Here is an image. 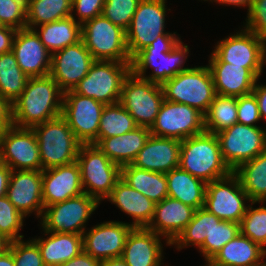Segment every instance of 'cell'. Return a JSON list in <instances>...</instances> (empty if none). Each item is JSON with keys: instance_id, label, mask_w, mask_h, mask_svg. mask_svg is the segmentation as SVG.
Returning a JSON list of instances; mask_svg holds the SVG:
<instances>
[{"instance_id": "obj_5", "label": "cell", "mask_w": 266, "mask_h": 266, "mask_svg": "<svg viewBox=\"0 0 266 266\" xmlns=\"http://www.w3.org/2000/svg\"><path fill=\"white\" fill-rule=\"evenodd\" d=\"M32 129L39 144L42 170L76 161L81 143L62 116L37 124Z\"/></svg>"}, {"instance_id": "obj_10", "label": "cell", "mask_w": 266, "mask_h": 266, "mask_svg": "<svg viewBox=\"0 0 266 266\" xmlns=\"http://www.w3.org/2000/svg\"><path fill=\"white\" fill-rule=\"evenodd\" d=\"M100 202L86 193L44 208L40 219L42 231L82 235Z\"/></svg>"}, {"instance_id": "obj_23", "label": "cell", "mask_w": 266, "mask_h": 266, "mask_svg": "<svg viewBox=\"0 0 266 266\" xmlns=\"http://www.w3.org/2000/svg\"><path fill=\"white\" fill-rule=\"evenodd\" d=\"M194 212V208L181 201L166 197L156 203L153 218L146 228L162 236L166 246H171L190 223Z\"/></svg>"}, {"instance_id": "obj_26", "label": "cell", "mask_w": 266, "mask_h": 266, "mask_svg": "<svg viewBox=\"0 0 266 266\" xmlns=\"http://www.w3.org/2000/svg\"><path fill=\"white\" fill-rule=\"evenodd\" d=\"M106 199L128 217H132L130 224L134 228L147 227L153 218L156 203L133 189L121 178Z\"/></svg>"}, {"instance_id": "obj_37", "label": "cell", "mask_w": 266, "mask_h": 266, "mask_svg": "<svg viewBox=\"0 0 266 266\" xmlns=\"http://www.w3.org/2000/svg\"><path fill=\"white\" fill-rule=\"evenodd\" d=\"M237 123V97L216 94L204 114L205 131L218 134Z\"/></svg>"}, {"instance_id": "obj_55", "label": "cell", "mask_w": 266, "mask_h": 266, "mask_svg": "<svg viewBox=\"0 0 266 266\" xmlns=\"http://www.w3.org/2000/svg\"><path fill=\"white\" fill-rule=\"evenodd\" d=\"M0 266H15L14 258L10 250L0 255Z\"/></svg>"}, {"instance_id": "obj_14", "label": "cell", "mask_w": 266, "mask_h": 266, "mask_svg": "<svg viewBox=\"0 0 266 266\" xmlns=\"http://www.w3.org/2000/svg\"><path fill=\"white\" fill-rule=\"evenodd\" d=\"M248 202L252 201L233 172L206 184L203 208L220 220L240 223L249 206Z\"/></svg>"}, {"instance_id": "obj_40", "label": "cell", "mask_w": 266, "mask_h": 266, "mask_svg": "<svg viewBox=\"0 0 266 266\" xmlns=\"http://www.w3.org/2000/svg\"><path fill=\"white\" fill-rule=\"evenodd\" d=\"M212 229V213H209L205 208L195 210L190 223L171 243L178 251L185 249L188 246H196L199 248L209 235Z\"/></svg>"}, {"instance_id": "obj_45", "label": "cell", "mask_w": 266, "mask_h": 266, "mask_svg": "<svg viewBox=\"0 0 266 266\" xmlns=\"http://www.w3.org/2000/svg\"><path fill=\"white\" fill-rule=\"evenodd\" d=\"M26 7L27 0H0V25L25 29Z\"/></svg>"}, {"instance_id": "obj_41", "label": "cell", "mask_w": 266, "mask_h": 266, "mask_svg": "<svg viewBox=\"0 0 266 266\" xmlns=\"http://www.w3.org/2000/svg\"><path fill=\"white\" fill-rule=\"evenodd\" d=\"M260 207H253L254 204ZM264 205V206H262ZM240 233L266 250V207L265 201L250 202L240 222Z\"/></svg>"}, {"instance_id": "obj_53", "label": "cell", "mask_w": 266, "mask_h": 266, "mask_svg": "<svg viewBox=\"0 0 266 266\" xmlns=\"http://www.w3.org/2000/svg\"><path fill=\"white\" fill-rule=\"evenodd\" d=\"M204 2L205 1H209L211 3H218L219 5H224V6H234V7H243V8H246L247 9V12L248 10L250 9L251 5H252V2L253 0H203Z\"/></svg>"}, {"instance_id": "obj_11", "label": "cell", "mask_w": 266, "mask_h": 266, "mask_svg": "<svg viewBox=\"0 0 266 266\" xmlns=\"http://www.w3.org/2000/svg\"><path fill=\"white\" fill-rule=\"evenodd\" d=\"M163 100L161 85L137 77L132 72L124 79L119 102L137 126L151 128Z\"/></svg>"}, {"instance_id": "obj_46", "label": "cell", "mask_w": 266, "mask_h": 266, "mask_svg": "<svg viewBox=\"0 0 266 266\" xmlns=\"http://www.w3.org/2000/svg\"><path fill=\"white\" fill-rule=\"evenodd\" d=\"M245 21L243 28L266 41V0H253Z\"/></svg>"}, {"instance_id": "obj_28", "label": "cell", "mask_w": 266, "mask_h": 266, "mask_svg": "<svg viewBox=\"0 0 266 266\" xmlns=\"http://www.w3.org/2000/svg\"><path fill=\"white\" fill-rule=\"evenodd\" d=\"M42 236L32 238L40 249L45 266L61 265L83 251V238L74 233H52L43 231Z\"/></svg>"}, {"instance_id": "obj_9", "label": "cell", "mask_w": 266, "mask_h": 266, "mask_svg": "<svg viewBox=\"0 0 266 266\" xmlns=\"http://www.w3.org/2000/svg\"><path fill=\"white\" fill-rule=\"evenodd\" d=\"M81 40L95 61L131 62L126 31L103 15L81 25Z\"/></svg>"}, {"instance_id": "obj_21", "label": "cell", "mask_w": 266, "mask_h": 266, "mask_svg": "<svg viewBox=\"0 0 266 266\" xmlns=\"http://www.w3.org/2000/svg\"><path fill=\"white\" fill-rule=\"evenodd\" d=\"M12 52L18 66L28 77H43L50 74L52 54L32 29L16 31Z\"/></svg>"}, {"instance_id": "obj_56", "label": "cell", "mask_w": 266, "mask_h": 266, "mask_svg": "<svg viewBox=\"0 0 266 266\" xmlns=\"http://www.w3.org/2000/svg\"><path fill=\"white\" fill-rule=\"evenodd\" d=\"M101 266H128L122 257H114L101 261Z\"/></svg>"}, {"instance_id": "obj_59", "label": "cell", "mask_w": 266, "mask_h": 266, "mask_svg": "<svg viewBox=\"0 0 266 266\" xmlns=\"http://www.w3.org/2000/svg\"><path fill=\"white\" fill-rule=\"evenodd\" d=\"M206 263L204 264V266H220L215 264L212 260H205Z\"/></svg>"}, {"instance_id": "obj_7", "label": "cell", "mask_w": 266, "mask_h": 266, "mask_svg": "<svg viewBox=\"0 0 266 266\" xmlns=\"http://www.w3.org/2000/svg\"><path fill=\"white\" fill-rule=\"evenodd\" d=\"M84 193L100 203L111 194L121 178V167L113 163L95 144H81L77 159Z\"/></svg>"}, {"instance_id": "obj_43", "label": "cell", "mask_w": 266, "mask_h": 266, "mask_svg": "<svg viewBox=\"0 0 266 266\" xmlns=\"http://www.w3.org/2000/svg\"><path fill=\"white\" fill-rule=\"evenodd\" d=\"M141 0H105L102 15L127 30Z\"/></svg>"}, {"instance_id": "obj_36", "label": "cell", "mask_w": 266, "mask_h": 266, "mask_svg": "<svg viewBox=\"0 0 266 266\" xmlns=\"http://www.w3.org/2000/svg\"><path fill=\"white\" fill-rule=\"evenodd\" d=\"M28 79L12 51L0 54V96L10 105L21 95Z\"/></svg>"}, {"instance_id": "obj_57", "label": "cell", "mask_w": 266, "mask_h": 266, "mask_svg": "<svg viewBox=\"0 0 266 266\" xmlns=\"http://www.w3.org/2000/svg\"><path fill=\"white\" fill-rule=\"evenodd\" d=\"M10 240L0 233V255L9 250Z\"/></svg>"}, {"instance_id": "obj_30", "label": "cell", "mask_w": 266, "mask_h": 266, "mask_svg": "<svg viewBox=\"0 0 266 266\" xmlns=\"http://www.w3.org/2000/svg\"><path fill=\"white\" fill-rule=\"evenodd\" d=\"M266 250L239 233L230 240L212 261L220 266H266Z\"/></svg>"}, {"instance_id": "obj_44", "label": "cell", "mask_w": 266, "mask_h": 266, "mask_svg": "<svg viewBox=\"0 0 266 266\" xmlns=\"http://www.w3.org/2000/svg\"><path fill=\"white\" fill-rule=\"evenodd\" d=\"M9 250L15 266H45L39 247L30 238L27 241L20 239L10 242Z\"/></svg>"}, {"instance_id": "obj_47", "label": "cell", "mask_w": 266, "mask_h": 266, "mask_svg": "<svg viewBox=\"0 0 266 266\" xmlns=\"http://www.w3.org/2000/svg\"><path fill=\"white\" fill-rule=\"evenodd\" d=\"M258 102L253 93L237 97V123L259 126L261 121ZM257 124V125H256Z\"/></svg>"}, {"instance_id": "obj_39", "label": "cell", "mask_w": 266, "mask_h": 266, "mask_svg": "<svg viewBox=\"0 0 266 266\" xmlns=\"http://www.w3.org/2000/svg\"><path fill=\"white\" fill-rule=\"evenodd\" d=\"M240 233V223L220 220L212 214V229L198 248L205 260H212L230 240Z\"/></svg>"}, {"instance_id": "obj_48", "label": "cell", "mask_w": 266, "mask_h": 266, "mask_svg": "<svg viewBox=\"0 0 266 266\" xmlns=\"http://www.w3.org/2000/svg\"><path fill=\"white\" fill-rule=\"evenodd\" d=\"M104 4L105 0H72L71 17L82 25L84 22L102 15Z\"/></svg>"}, {"instance_id": "obj_50", "label": "cell", "mask_w": 266, "mask_h": 266, "mask_svg": "<svg viewBox=\"0 0 266 266\" xmlns=\"http://www.w3.org/2000/svg\"><path fill=\"white\" fill-rule=\"evenodd\" d=\"M58 266H101V261L82 251L71 260Z\"/></svg>"}, {"instance_id": "obj_15", "label": "cell", "mask_w": 266, "mask_h": 266, "mask_svg": "<svg viewBox=\"0 0 266 266\" xmlns=\"http://www.w3.org/2000/svg\"><path fill=\"white\" fill-rule=\"evenodd\" d=\"M204 131L203 113L186 104L165 99L160 106L154 124L150 128L152 135L180 141Z\"/></svg>"}, {"instance_id": "obj_12", "label": "cell", "mask_w": 266, "mask_h": 266, "mask_svg": "<svg viewBox=\"0 0 266 266\" xmlns=\"http://www.w3.org/2000/svg\"><path fill=\"white\" fill-rule=\"evenodd\" d=\"M167 0H141L126 30V44L131 59L166 32Z\"/></svg>"}, {"instance_id": "obj_4", "label": "cell", "mask_w": 266, "mask_h": 266, "mask_svg": "<svg viewBox=\"0 0 266 266\" xmlns=\"http://www.w3.org/2000/svg\"><path fill=\"white\" fill-rule=\"evenodd\" d=\"M164 99L186 104L205 114L216 96L208 65L190 67L162 85Z\"/></svg>"}, {"instance_id": "obj_38", "label": "cell", "mask_w": 266, "mask_h": 266, "mask_svg": "<svg viewBox=\"0 0 266 266\" xmlns=\"http://www.w3.org/2000/svg\"><path fill=\"white\" fill-rule=\"evenodd\" d=\"M137 126L133 117L118 102L105 105L100 118L97 142L101 138L115 137L133 131Z\"/></svg>"}, {"instance_id": "obj_49", "label": "cell", "mask_w": 266, "mask_h": 266, "mask_svg": "<svg viewBox=\"0 0 266 266\" xmlns=\"http://www.w3.org/2000/svg\"><path fill=\"white\" fill-rule=\"evenodd\" d=\"M16 29L0 25V54L12 51V43Z\"/></svg>"}, {"instance_id": "obj_35", "label": "cell", "mask_w": 266, "mask_h": 266, "mask_svg": "<svg viewBox=\"0 0 266 266\" xmlns=\"http://www.w3.org/2000/svg\"><path fill=\"white\" fill-rule=\"evenodd\" d=\"M72 0H27L26 28L34 29L43 24L71 16Z\"/></svg>"}, {"instance_id": "obj_17", "label": "cell", "mask_w": 266, "mask_h": 266, "mask_svg": "<svg viewBox=\"0 0 266 266\" xmlns=\"http://www.w3.org/2000/svg\"><path fill=\"white\" fill-rule=\"evenodd\" d=\"M0 161L11 170H42L34 130L12 124L8 126L0 144Z\"/></svg>"}, {"instance_id": "obj_25", "label": "cell", "mask_w": 266, "mask_h": 266, "mask_svg": "<svg viewBox=\"0 0 266 266\" xmlns=\"http://www.w3.org/2000/svg\"><path fill=\"white\" fill-rule=\"evenodd\" d=\"M161 238L146 227L133 228L121 257L128 266H163L164 248Z\"/></svg>"}, {"instance_id": "obj_27", "label": "cell", "mask_w": 266, "mask_h": 266, "mask_svg": "<svg viewBox=\"0 0 266 266\" xmlns=\"http://www.w3.org/2000/svg\"><path fill=\"white\" fill-rule=\"evenodd\" d=\"M215 92L222 96H244L251 94L257 77L243 66L226 62H209Z\"/></svg>"}, {"instance_id": "obj_24", "label": "cell", "mask_w": 266, "mask_h": 266, "mask_svg": "<svg viewBox=\"0 0 266 266\" xmlns=\"http://www.w3.org/2000/svg\"><path fill=\"white\" fill-rule=\"evenodd\" d=\"M180 145V140L151 134L131 165L166 174L179 167Z\"/></svg>"}, {"instance_id": "obj_42", "label": "cell", "mask_w": 266, "mask_h": 266, "mask_svg": "<svg viewBox=\"0 0 266 266\" xmlns=\"http://www.w3.org/2000/svg\"><path fill=\"white\" fill-rule=\"evenodd\" d=\"M25 218L6 195L0 198V233L11 242L24 238L19 231L24 227Z\"/></svg>"}, {"instance_id": "obj_29", "label": "cell", "mask_w": 266, "mask_h": 266, "mask_svg": "<svg viewBox=\"0 0 266 266\" xmlns=\"http://www.w3.org/2000/svg\"><path fill=\"white\" fill-rule=\"evenodd\" d=\"M150 128L136 127L115 137L101 138L95 145L120 167L131 164L150 137Z\"/></svg>"}, {"instance_id": "obj_52", "label": "cell", "mask_w": 266, "mask_h": 266, "mask_svg": "<svg viewBox=\"0 0 266 266\" xmlns=\"http://www.w3.org/2000/svg\"><path fill=\"white\" fill-rule=\"evenodd\" d=\"M11 169L2 161H0V198L6 195L9 185Z\"/></svg>"}, {"instance_id": "obj_31", "label": "cell", "mask_w": 266, "mask_h": 266, "mask_svg": "<svg viewBox=\"0 0 266 266\" xmlns=\"http://www.w3.org/2000/svg\"><path fill=\"white\" fill-rule=\"evenodd\" d=\"M168 197L176 199L195 210L204 207L206 183L180 167L166 173Z\"/></svg>"}, {"instance_id": "obj_16", "label": "cell", "mask_w": 266, "mask_h": 266, "mask_svg": "<svg viewBox=\"0 0 266 266\" xmlns=\"http://www.w3.org/2000/svg\"><path fill=\"white\" fill-rule=\"evenodd\" d=\"M104 104L68 90L63 93L61 116L81 144H96Z\"/></svg>"}, {"instance_id": "obj_22", "label": "cell", "mask_w": 266, "mask_h": 266, "mask_svg": "<svg viewBox=\"0 0 266 266\" xmlns=\"http://www.w3.org/2000/svg\"><path fill=\"white\" fill-rule=\"evenodd\" d=\"M80 167L77 161L42 170L44 208L83 194Z\"/></svg>"}, {"instance_id": "obj_34", "label": "cell", "mask_w": 266, "mask_h": 266, "mask_svg": "<svg viewBox=\"0 0 266 266\" xmlns=\"http://www.w3.org/2000/svg\"><path fill=\"white\" fill-rule=\"evenodd\" d=\"M233 173L253 202H266V150L239 165Z\"/></svg>"}, {"instance_id": "obj_13", "label": "cell", "mask_w": 266, "mask_h": 266, "mask_svg": "<svg viewBox=\"0 0 266 266\" xmlns=\"http://www.w3.org/2000/svg\"><path fill=\"white\" fill-rule=\"evenodd\" d=\"M216 135L222 157L232 171L266 150V128L262 126L235 123Z\"/></svg>"}, {"instance_id": "obj_2", "label": "cell", "mask_w": 266, "mask_h": 266, "mask_svg": "<svg viewBox=\"0 0 266 266\" xmlns=\"http://www.w3.org/2000/svg\"><path fill=\"white\" fill-rule=\"evenodd\" d=\"M63 93L50 75L29 77L25 89L11 104L12 125L32 128L61 116Z\"/></svg>"}, {"instance_id": "obj_32", "label": "cell", "mask_w": 266, "mask_h": 266, "mask_svg": "<svg viewBox=\"0 0 266 266\" xmlns=\"http://www.w3.org/2000/svg\"><path fill=\"white\" fill-rule=\"evenodd\" d=\"M33 30L51 54L81 41V24L71 16L40 25Z\"/></svg>"}, {"instance_id": "obj_19", "label": "cell", "mask_w": 266, "mask_h": 266, "mask_svg": "<svg viewBox=\"0 0 266 266\" xmlns=\"http://www.w3.org/2000/svg\"><path fill=\"white\" fill-rule=\"evenodd\" d=\"M94 62L95 59L81 40L52 54L49 75L63 92L73 90Z\"/></svg>"}, {"instance_id": "obj_18", "label": "cell", "mask_w": 266, "mask_h": 266, "mask_svg": "<svg viewBox=\"0 0 266 266\" xmlns=\"http://www.w3.org/2000/svg\"><path fill=\"white\" fill-rule=\"evenodd\" d=\"M133 228L129 222L116 220L98 223L82 234L83 251L100 261L121 257Z\"/></svg>"}, {"instance_id": "obj_1", "label": "cell", "mask_w": 266, "mask_h": 266, "mask_svg": "<svg viewBox=\"0 0 266 266\" xmlns=\"http://www.w3.org/2000/svg\"><path fill=\"white\" fill-rule=\"evenodd\" d=\"M179 34H161L131 60V72L137 77L162 85L178 73L188 70L184 67L190 55L189 46L181 41ZM151 74L146 75L148 69Z\"/></svg>"}, {"instance_id": "obj_51", "label": "cell", "mask_w": 266, "mask_h": 266, "mask_svg": "<svg viewBox=\"0 0 266 266\" xmlns=\"http://www.w3.org/2000/svg\"><path fill=\"white\" fill-rule=\"evenodd\" d=\"M258 81H260L259 78L255 83L252 93L257 99L261 119L266 120V84H259L260 82Z\"/></svg>"}, {"instance_id": "obj_33", "label": "cell", "mask_w": 266, "mask_h": 266, "mask_svg": "<svg viewBox=\"0 0 266 266\" xmlns=\"http://www.w3.org/2000/svg\"><path fill=\"white\" fill-rule=\"evenodd\" d=\"M121 179L154 203L168 197L166 174L143 170L131 164L121 167Z\"/></svg>"}, {"instance_id": "obj_3", "label": "cell", "mask_w": 266, "mask_h": 266, "mask_svg": "<svg viewBox=\"0 0 266 266\" xmlns=\"http://www.w3.org/2000/svg\"><path fill=\"white\" fill-rule=\"evenodd\" d=\"M179 167L206 184L233 172L222 157L217 135L207 131L181 141Z\"/></svg>"}, {"instance_id": "obj_58", "label": "cell", "mask_w": 266, "mask_h": 266, "mask_svg": "<svg viewBox=\"0 0 266 266\" xmlns=\"http://www.w3.org/2000/svg\"><path fill=\"white\" fill-rule=\"evenodd\" d=\"M11 124H12V120L11 119H0V144H1V140L3 138V135L5 133V130Z\"/></svg>"}, {"instance_id": "obj_20", "label": "cell", "mask_w": 266, "mask_h": 266, "mask_svg": "<svg viewBox=\"0 0 266 266\" xmlns=\"http://www.w3.org/2000/svg\"><path fill=\"white\" fill-rule=\"evenodd\" d=\"M6 196L24 217L34 213L40 220L44 212L42 170H11Z\"/></svg>"}, {"instance_id": "obj_8", "label": "cell", "mask_w": 266, "mask_h": 266, "mask_svg": "<svg viewBox=\"0 0 266 266\" xmlns=\"http://www.w3.org/2000/svg\"><path fill=\"white\" fill-rule=\"evenodd\" d=\"M131 72V62L95 61L73 91L104 105L120 101L122 84Z\"/></svg>"}, {"instance_id": "obj_54", "label": "cell", "mask_w": 266, "mask_h": 266, "mask_svg": "<svg viewBox=\"0 0 266 266\" xmlns=\"http://www.w3.org/2000/svg\"><path fill=\"white\" fill-rule=\"evenodd\" d=\"M0 119H11V105L0 96Z\"/></svg>"}, {"instance_id": "obj_6", "label": "cell", "mask_w": 266, "mask_h": 266, "mask_svg": "<svg viewBox=\"0 0 266 266\" xmlns=\"http://www.w3.org/2000/svg\"><path fill=\"white\" fill-rule=\"evenodd\" d=\"M208 62H226L248 68L257 78H261L266 65V41L255 33L240 28L234 34L217 41Z\"/></svg>"}]
</instances>
